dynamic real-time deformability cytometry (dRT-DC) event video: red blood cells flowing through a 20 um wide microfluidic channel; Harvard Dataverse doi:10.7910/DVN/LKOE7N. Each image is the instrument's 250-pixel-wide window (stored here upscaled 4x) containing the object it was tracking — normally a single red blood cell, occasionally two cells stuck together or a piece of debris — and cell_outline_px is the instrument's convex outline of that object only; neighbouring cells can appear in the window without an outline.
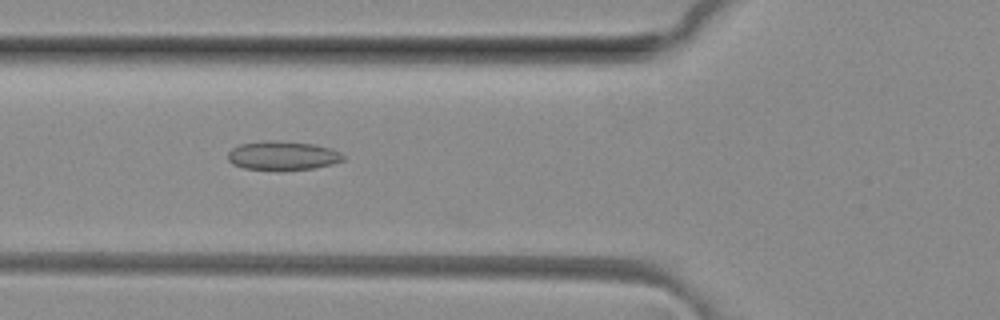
{"species": "common noctule bat (a hibernating species)", "species_latin": "Nyctalus noctula", "temperature_condition": "room temperature", "stored_images_in_passage": 47, "camera_frame_rate_fps": 3000, "um_per_image_px": 0.085, "animal": {"sex": "female", "body_mass_g": 29.2, "forearm_length_mm": 56.3}, "frame": {"image": 1, "passage_image": 16, "time_ms": 5.0, "image_size_px": [1000, 320], "cell_outline_px": [[348, 156], [344, 160], [332, 164], [312, 168], [280, 172], [276, 172], [244, 168], [232, 164], [228, 160], [228, 152], [232, 148], [240, 144], [264, 140], [276, 140], [312, 144], [332, 148]], "centroid_in_image_um": [24.03, 13.25], "position_along_channel_um": 101.8, "area_um2": 20.11}}
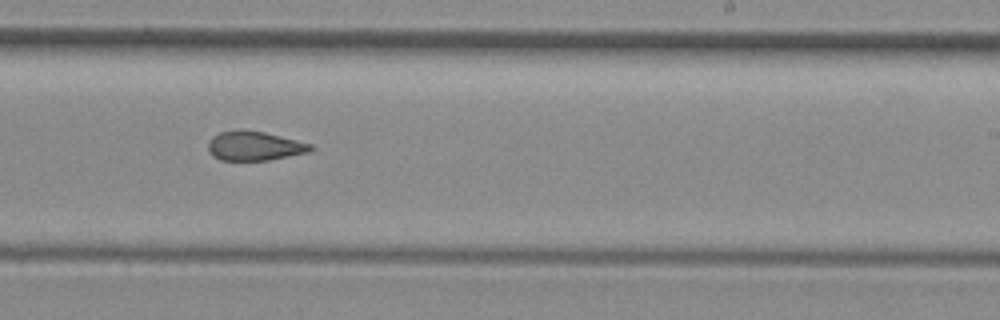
{"frame": {"image": 2, "passage_image": 28, "time_ms": 9.0, "image_size_px": [1000, 320], "cell_outline_px": [[316, 148], [308, 152], [268, 160], [220, 160], [212, 156], [208, 152], [208, 144], [212, 136], [220, 132], [236, 128], [240, 128], [264, 132], [312, 144]], "centroid_in_image_um": [21.59, 12.39], "position_along_channel_um": 267.4, "area_um2": 17.69}}
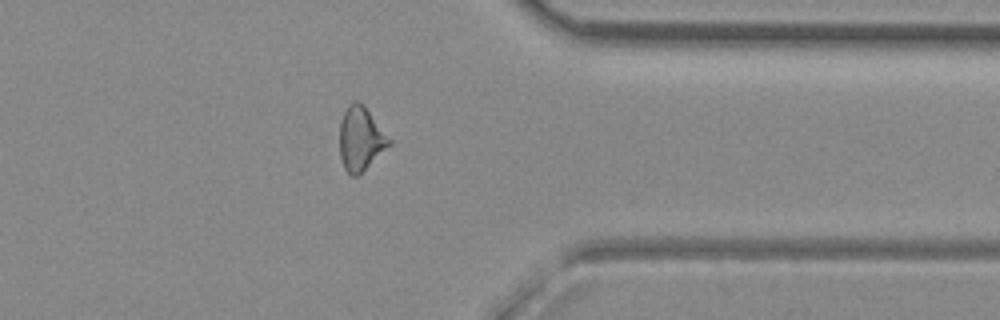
{"frame": {"image": 3, "passage_image": 37, "time_ms": 12.0, "image_size_px": [1000, 320], "cell_outline_px": [[392, 144], [356, 176], [352, 176], [344, 168], [340, 156], [340, 124], [344, 112], [348, 104], [352, 100], [356, 100], [364, 104], [392, 140]], "centroid_in_image_um": [30.67, 11.75], "position_along_channel_um": 380.7, "area_um2": 18.38}, "authors_computed_cell_mechanics": {"area_um2": 18.496, "velocity_mm_per_s": 4.1299, "shape_relaxation_time_tau1_ms": null, "shape_relaxation_time_tau2_ms": 2.9703, "deformation_change_tau1": null, "deformation_change_tau2": 0.1292}}